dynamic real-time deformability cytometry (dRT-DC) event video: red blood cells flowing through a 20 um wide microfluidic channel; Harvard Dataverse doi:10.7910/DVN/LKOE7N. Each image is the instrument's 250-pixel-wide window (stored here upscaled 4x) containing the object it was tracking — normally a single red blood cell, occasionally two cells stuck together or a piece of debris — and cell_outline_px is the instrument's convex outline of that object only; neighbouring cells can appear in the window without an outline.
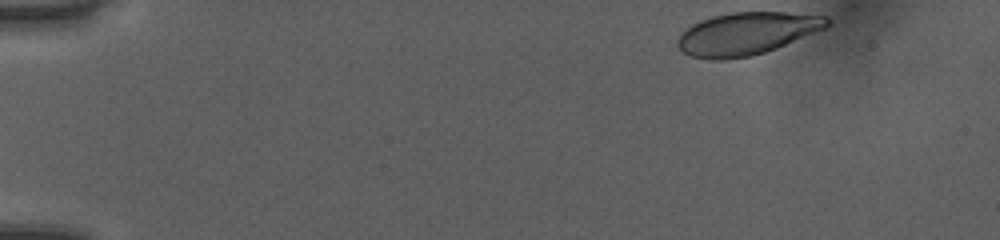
{"species": "human", "species_latin": "Homo sapiens", "temperature_condition": "room temperature", "stored_images_in_passage": 40, "camera_frame_rate_fps": 3000, "um_per_image_px": 0.085, "donor": {"sex": "female"}, "frame": {"image": 1, "passage_image": 1, "time_ms": 0.0, "image_size_px": [1000, 240], "cell_outline_px": [[832, 24], [828, 28], [776, 48], [752, 56], [724, 60], [712, 60], [692, 56], [684, 52], [676, 44], [676, 40], [692, 24], [700, 20], [712, 16], [732, 12], [784, 12], [824, 16]], "centroid_in_image_um": [63.49, 2.86], "position_along_channel_um": 21.5, "area_um2": 36.99}}
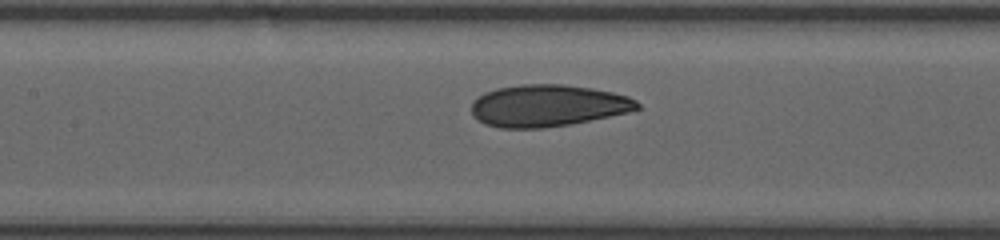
{"frame": {"image": 2, "passage_image": 20, "time_ms": 6.333, "image_size_px": [1000, 240], "cell_outline_px": [[640, 108], [628, 112], [568, 124], [540, 128], [500, 128], [484, 124], [472, 116], [472, 100], [484, 92], [496, 88], [520, 84], [564, 84], [592, 88], [612, 92], [628, 96], [636, 100], [640, 104]], "centroid_in_image_um": [46.51, 8.97], "position_along_channel_um": 160.9, "area_um2": 40.52}}
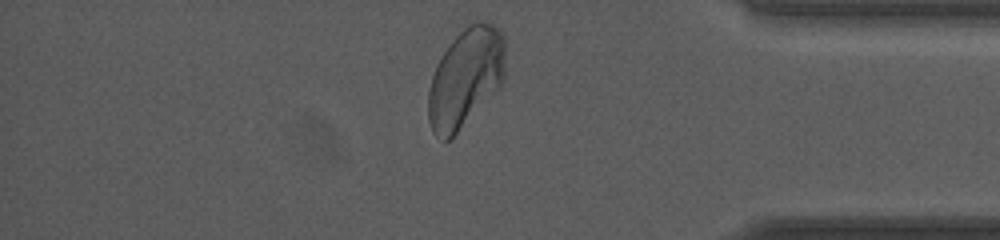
{"frame": {"image": 3, "passage_image": 39, "time_ms": 12.667, "image_size_px": [1000, 240], "cell_outline_px": [[504, 80], [452, 140], [444, 140], [436, 136], [432, 132], [428, 120], [428, 88], [436, 64], [452, 40], [472, 20], [484, 20], [492, 24], [504, 36]], "centroid_in_image_um": [39.54, 6.62], "position_along_channel_um": 395.7, "area_um2": 44.56}, "authors_computed_cell_mechanics": {"area_um2": 40.2866, "velocity_mm_per_s": 4.031, "shape_relaxation_time_tau1_ms": 6.3702, "shape_relaxation_time_tau2_ms": 0.9512, "deformation_change_tau1": 0.1717, "deformation_change_tau2": 0.0599}}